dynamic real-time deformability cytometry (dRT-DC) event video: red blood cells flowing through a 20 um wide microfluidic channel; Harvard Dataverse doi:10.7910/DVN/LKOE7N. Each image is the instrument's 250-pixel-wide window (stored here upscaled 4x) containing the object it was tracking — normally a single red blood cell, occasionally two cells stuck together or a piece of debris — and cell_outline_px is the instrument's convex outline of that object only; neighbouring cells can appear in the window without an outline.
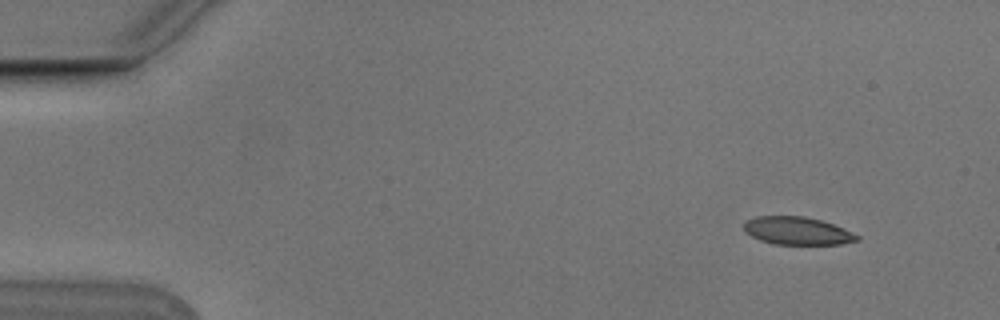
{"species": "Egyptian fruit bat (a non-hibernating species)", "species_latin": "Rousettus aegyptiacus", "temperature_condition": "cold", "stored_images_in_passage": 4, "camera_frame_rate_fps": 3000, "um_per_image_px": 0.085, "animal": {"sex": "male"}, "frame": {"image": 1, "passage_image": 1, "time_ms": 0.0, "image_size_px": [1000, 320], "cell_outline_px": [[860, 240], [840, 244], [772, 244], [760, 240], [752, 236], [744, 228], [744, 220], [756, 216], [804, 216], [820, 220], [832, 224], [860, 236]], "centroid_in_image_um": [67.74, 19.62], "position_along_channel_um": 17.3, "area_um2": 18.21}}
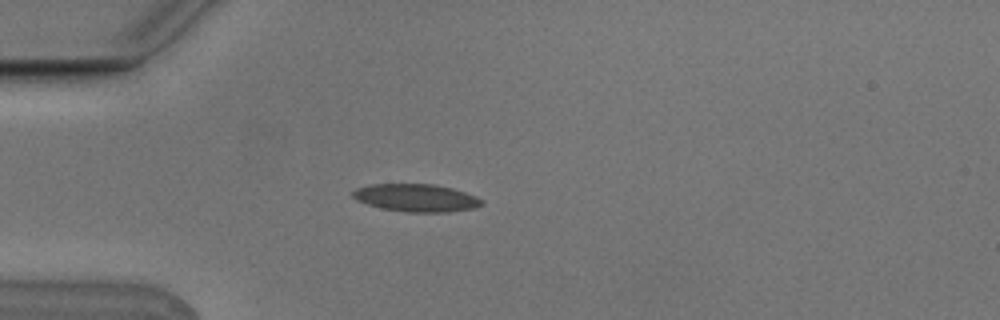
{"frame": {"image": 2, "passage_image": 4, "time_ms": 1.0, "image_size_px": [1000, 320], "cell_outline_px": [[484, 204], [476, 208], [448, 212], [408, 212], [380, 208], [356, 200], [352, 196], [352, 192], [356, 188], [372, 184], [436, 184], [452, 188], [476, 196], [484, 200]], "centroid_in_image_um": [35.4, 16.82], "position_along_channel_um": 49.6, "area_um2": 20.92}}